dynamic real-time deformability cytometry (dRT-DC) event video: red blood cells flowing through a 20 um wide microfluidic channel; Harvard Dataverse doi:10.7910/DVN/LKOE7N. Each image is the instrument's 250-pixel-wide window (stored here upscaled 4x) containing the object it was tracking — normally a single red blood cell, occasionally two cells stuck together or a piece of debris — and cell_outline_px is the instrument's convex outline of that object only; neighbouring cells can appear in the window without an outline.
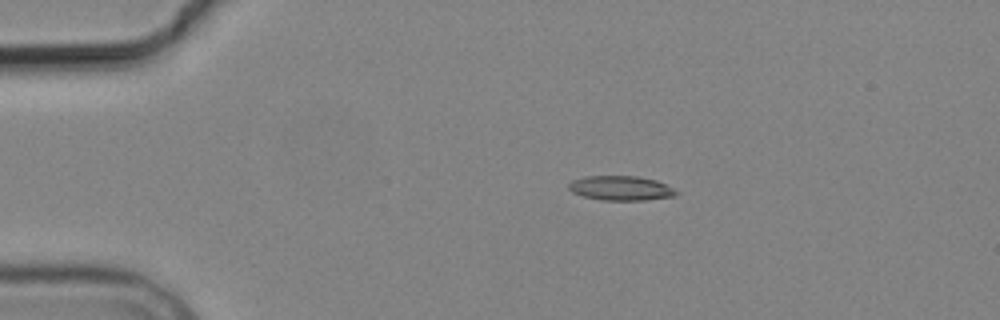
{"species": "common noctule bat (a hibernating species)", "species_latin": "Nyctalus noctula", "temperature_condition": "cold", "stored_images_in_passage": 10, "camera_frame_rate_fps": 3000, "um_per_image_px": 0.085, "animal": {"sex": "male", "body_mass_g": 19.2, "forearm_length_mm": 51.8}, "frame": {"image": 1, "passage_image": 2, "time_ms": 1.333, "image_size_px": [1000, 320], "cell_outline_px": [[680, 192], [676, 196], [644, 200], [600, 200], [584, 196], [572, 192], [568, 188], [568, 184], [572, 180], [584, 176], [636, 176], [656, 180]], "centroid_in_image_um": [52.76, 15.99], "position_along_channel_um": 32.2, "area_um2": 15.37}}
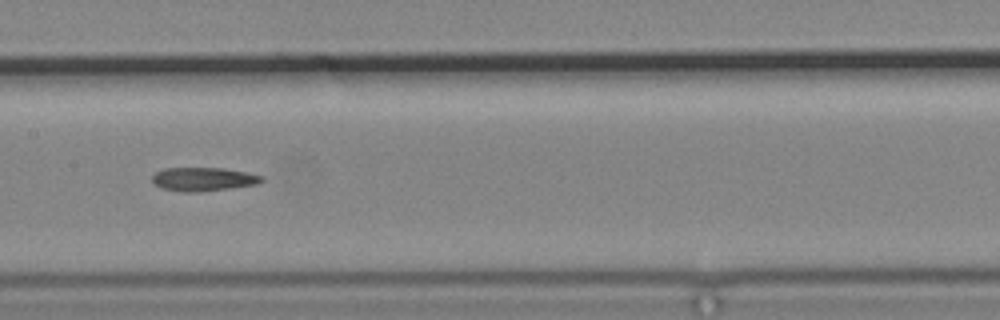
{"frame": {"image": 2, "passage_image": 7, "time_ms": 7.0, "image_size_px": [1000, 320], "cell_outline_px": [[264, 180], [256, 184], [200, 192], [180, 192], [160, 188], [152, 184], [152, 176], [156, 172], [164, 168], [224, 168], [248, 172], [264, 176]], "centroid_in_image_um": [17.25, 15.23], "position_along_channel_um": 190.2, "area_um2": 15.26}}
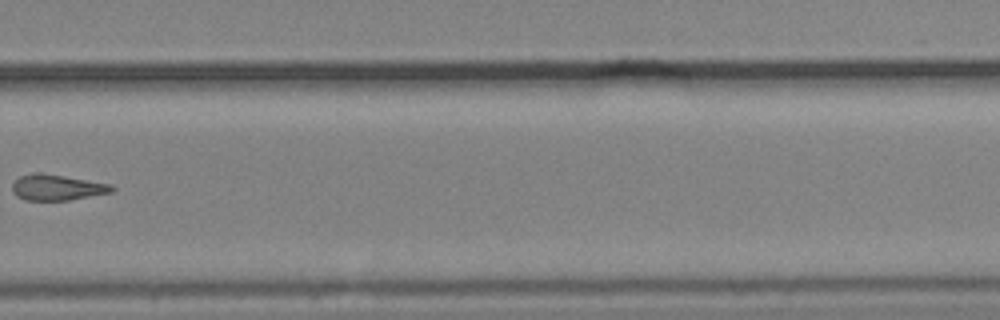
{"frame": {"image": 3, "passage_image": 10, "time_ms": 10.667, "image_size_px": [1000, 320], "cell_outline_px": [[116, 188], [112, 192], [68, 200], [24, 200], [16, 196], [12, 192], [12, 184], [20, 176], [32, 172], [40, 172], [112, 184]], "centroid_in_image_um": [4.83, 15.93], "position_along_channel_um": 325.0, "area_um2": 15.03}}